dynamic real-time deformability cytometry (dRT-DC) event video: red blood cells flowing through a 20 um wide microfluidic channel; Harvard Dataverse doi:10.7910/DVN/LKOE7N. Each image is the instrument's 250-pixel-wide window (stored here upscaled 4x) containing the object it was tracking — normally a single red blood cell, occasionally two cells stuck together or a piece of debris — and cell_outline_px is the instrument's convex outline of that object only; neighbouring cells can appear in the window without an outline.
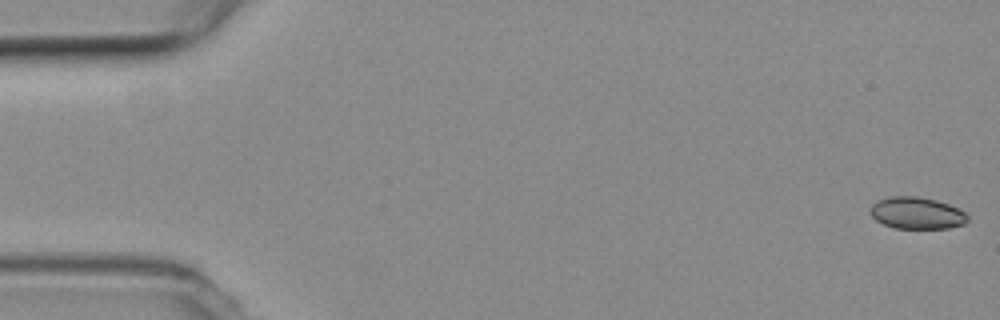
{"species": "common noctule bat (a hibernating species)", "species_latin": "Nyctalus noctula", "temperature_condition": "room temperature", "stored_images_in_passage": 54, "camera_frame_rate_fps": 3000, "um_per_image_px": 0.085, "animal": {"sex": "female", "body_mass_g": 19.3, "forearm_length_mm": 54.1}, "frame": {"image": 1, "passage_image": 1, "time_ms": 0.0, "image_size_px": [1000, 320], "cell_outline_px": [[968, 220], [964, 224], [948, 228], [892, 228], [876, 220], [872, 216], [872, 204], [876, 200], [892, 196], [916, 196], [936, 200], [948, 204], [964, 212], [968, 216]], "centroid_in_image_um": [77.92, 18.11], "position_along_channel_um": 7.1, "area_um2": 17.92}}
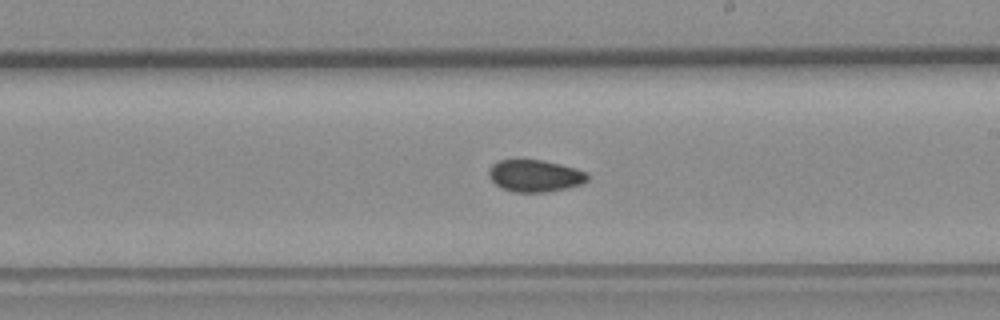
{"frame": {"image": 2, "passage_image": 31, "time_ms": 10.0, "image_size_px": [1000, 320], "cell_outline_px": [[588, 180], [584, 184], [548, 192], [512, 192], [496, 184], [488, 176], [488, 172], [492, 164], [500, 160], [544, 160], [576, 168], [588, 172]], "centroid_in_image_um": [45.51, 14.94], "position_along_channel_um": 243.5, "area_um2": 18.5}}
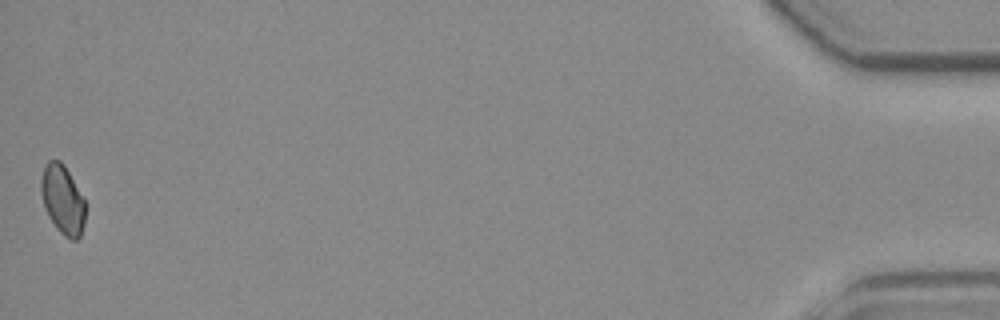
{"frame": {"image": 3, "passage_image": 54, "time_ms": 17.667, "image_size_px": [1000, 320], "cell_outline_px": [[84, 224], [80, 236], [76, 240], [72, 240], [64, 236], [56, 228], [48, 216], [44, 208], [40, 192], [40, 180], [44, 168], [48, 160], [60, 160], [64, 164], [84, 200]], "centroid_in_image_um": [5.29, 16.98], "position_along_channel_um": 429.9, "area_um2": 17.74}, "authors_computed_cell_mechanics": {"area_um2": 18.5538, "velocity_mm_per_s": 3.7731, "shape_relaxation_time_tau1_ms": 7.4714, "shape_relaxation_time_tau2_ms": 3.7059, "deformation_change_tau1": 0.0806, "deformation_change_tau2": 0.0664}}